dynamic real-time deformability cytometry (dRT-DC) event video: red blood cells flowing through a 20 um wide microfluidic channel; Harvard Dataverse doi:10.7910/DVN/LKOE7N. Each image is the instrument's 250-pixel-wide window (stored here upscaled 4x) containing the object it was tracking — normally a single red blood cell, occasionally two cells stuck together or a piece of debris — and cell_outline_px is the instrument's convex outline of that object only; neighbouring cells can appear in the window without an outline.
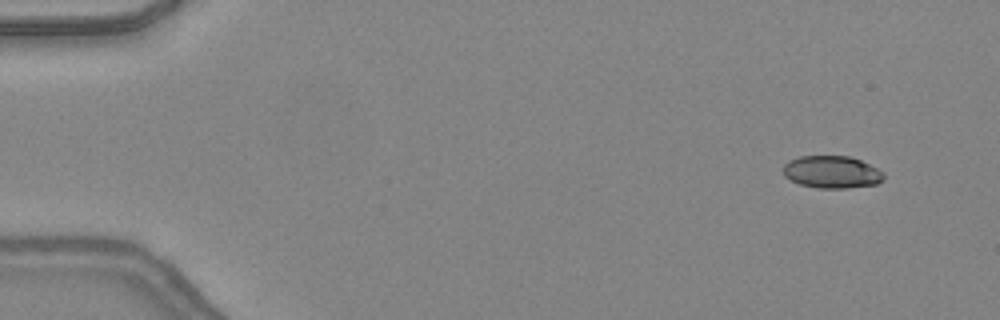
{"species": "common noctule bat (a hibernating species)", "species_latin": "Nyctalus noctula", "temperature_condition": "warm", "stored_images_in_passage": 48, "camera_frame_rate_fps": 3000, "um_per_image_px": 0.085, "animal": {"sex": "female", "body_mass_g": 24.6, "forearm_length_mm": 56.2}, "frame": {"image": 1, "passage_image": 4, "time_ms": 1.0, "image_size_px": [1000, 320], "cell_outline_px": [[884, 180], [876, 184], [848, 188], [816, 188], [800, 184], [784, 176], [784, 164], [788, 160], [800, 156], [848, 156], [860, 160], [884, 172]], "centroid_in_image_um": [70.71, 14.62], "position_along_channel_um": 14.3, "area_um2": 18.96}}
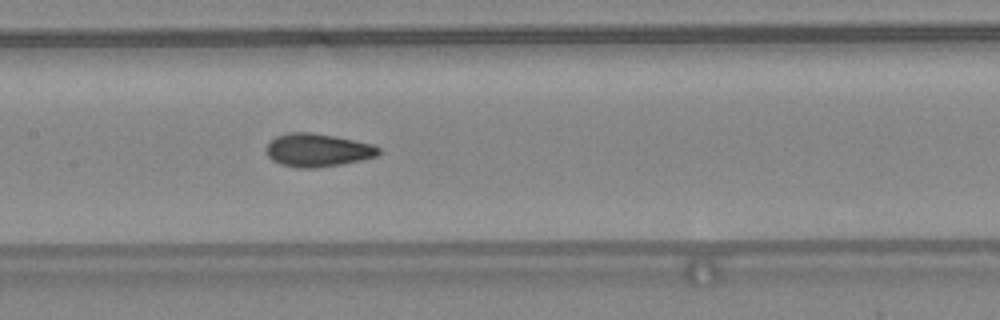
{"frame": {"image": 2, "passage_image": 24, "time_ms": 7.667, "image_size_px": [1000, 320], "cell_outline_px": [[380, 152], [376, 156], [360, 160], [340, 164], [316, 168], [300, 168], [284, 164], [272, 160], [268, 156], [268, 144], [276, 136], [292, 132], [312, 132], [336, 136], [372, 144], [380, 148]], "centroid_in_image_um": [27.02, 12.75], "position_along_channel_um": 180.4, "area_um2": 21.39}}
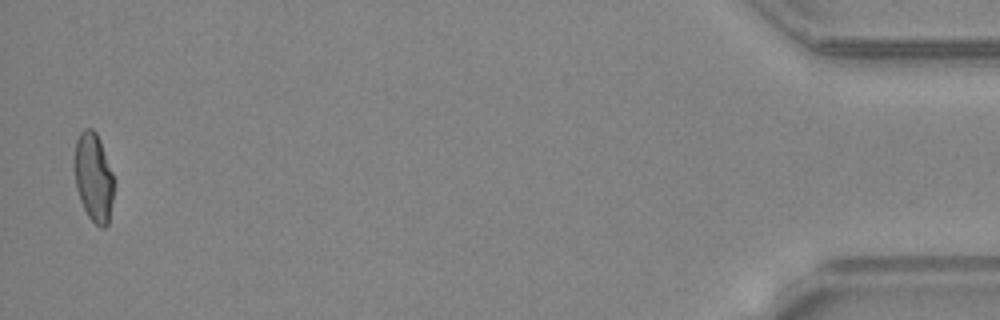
{"frame": {"image": 3, "passage_image": 47, "time_ms": 15.333, "image_size_px": [1000, 320], "cell_outline_px": [[112, 200], [108, 224], [104, 228], [100, 228], [88, 216], [80, 200], [76, 188], [76, 140], [80, 132], [84, 128], [92, 128], [96, 132], [100, 140], [112, 172]], "centroid_in_image_um": [7.96, 15.07], "position_along_channel_um": 427.2, "area_um2": 19.83}, "authors_computed_cell_mechanics": {"area_um2": 20.6057, "velocity_mm_per_s": 4.3997, "shape_relaxation_time_tau1_ms": 8.0136, "shape_relaxation_time_tau2_ms": 1.557, "deformation_change_tau1": 0.2228, "deformation_change_tau2": 0.0684}}